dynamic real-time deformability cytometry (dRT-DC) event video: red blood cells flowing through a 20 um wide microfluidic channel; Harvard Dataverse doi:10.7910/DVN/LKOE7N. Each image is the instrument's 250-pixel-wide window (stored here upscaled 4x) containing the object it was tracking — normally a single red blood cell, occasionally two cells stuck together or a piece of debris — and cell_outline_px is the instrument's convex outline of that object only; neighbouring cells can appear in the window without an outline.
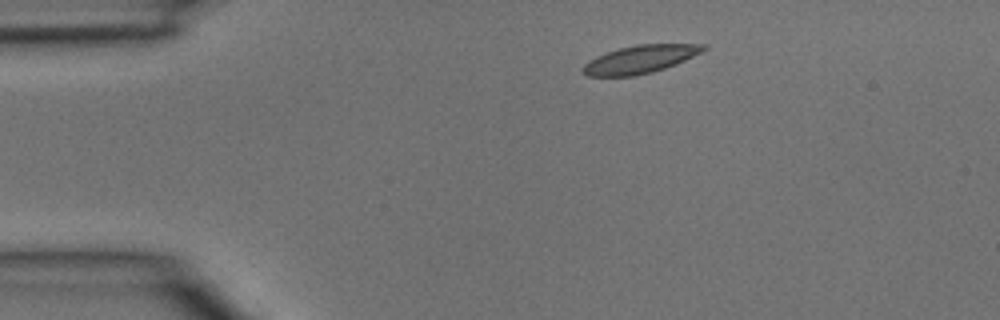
{"species": "common noctule bat (a hibernating species)", "species_latin": "Nyctalus noctula", "temperature_condition": "room temperature", "stored_images_in_passage": 2, "camera_frame_rate_fps": 3000, "um_per_image_px": 0.085, "animal": {"sex": "male", "body_mass_g": 15.6}, "frame": {"image": 1, "passage_image": 1, "time_ms": 0.0, "image_size_px": [1000, 320], "cell_outline_px": [[708, 48], [704, 52], [676, 64], [652, 72], [636, 76], [588, 76], [580, 68], [588, 60], [596, 56], [620, 48], [636, 44], [708, 44]], "centroid_in_image_um": [54.45, 5.03], "position_along_channel_um": 30.6, "area_um2": 19.77}}